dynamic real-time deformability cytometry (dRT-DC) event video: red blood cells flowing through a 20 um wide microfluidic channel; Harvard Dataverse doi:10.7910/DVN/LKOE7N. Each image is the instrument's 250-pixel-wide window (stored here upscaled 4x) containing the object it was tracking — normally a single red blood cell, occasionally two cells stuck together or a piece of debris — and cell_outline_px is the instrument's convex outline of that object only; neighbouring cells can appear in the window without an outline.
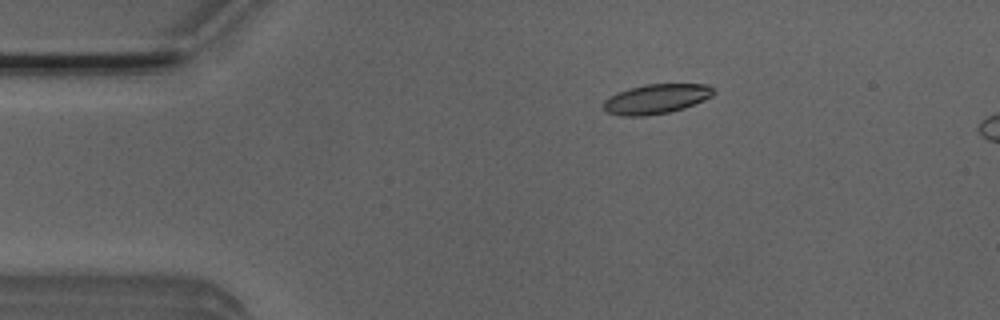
{"species": "Egyptian fruit bat (a non-hibernating species)", "species_latin": "Rousettus aegyptiacus", "temperature_condition": "room temperature", "stored_images_in_passage": 14, "camera_frame_rate_fps": 3000, "um_per_image_px": 0.085, "animal": {"sex": "male"}, "frame": {"image": 1, "passage_image": 10, "time_ms": 3.0, "image_size_px": [1000, 320], "cell_outline_px": [[716, 92], [712, 96], [704, 100], [684, 108], [668, 112], [644, 116], [620, 116], [604, 112], [604, 100], [608, 96], [616, 92], [644, 84], [708, 84]], "centroid_in_image_um": [55.75, 8.41], "position_along_channel_um": 29.3, "area_um2": 19.19}}